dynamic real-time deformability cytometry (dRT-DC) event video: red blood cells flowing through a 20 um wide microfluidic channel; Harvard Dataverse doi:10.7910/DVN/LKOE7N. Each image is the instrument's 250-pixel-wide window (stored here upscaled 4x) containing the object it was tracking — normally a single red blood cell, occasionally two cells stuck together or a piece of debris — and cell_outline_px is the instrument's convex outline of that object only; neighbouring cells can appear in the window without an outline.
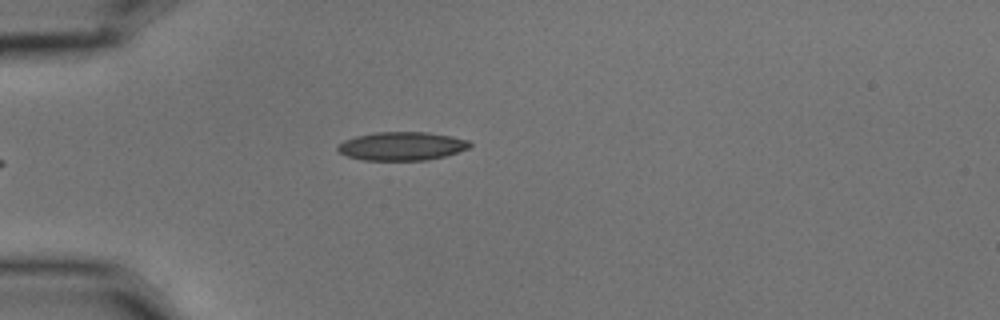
{"species": "common noctule bat (a hibernating species)", "species_latin": "Nyctalus noctula", "temperature_condition": "cold", "stored_images_in_passage": 3, "camera_frame_rate_fps": 3000, "um_per_image_px": 0.085, "animal": {"sex": "male", "body_mass_g": 15.6}, "frame": {"image": 1, "passage_image": 1, "time_ms": 0.0, "image_size_px": [1000, 320], "cell_outline_px": [[472, 144], [468, 148], [444, 156], [428, 160], [364, 160], [348, 156], [340, 152], [336, 148], [336, 144], [344, 140], [356, 136], [376, 132], [428, 132], [452, 136], [468, 140]], "centroid_in_image_um": [34.14, 12.41], "position_along_channel_um": 50.9, "area_um2": 21.91}}